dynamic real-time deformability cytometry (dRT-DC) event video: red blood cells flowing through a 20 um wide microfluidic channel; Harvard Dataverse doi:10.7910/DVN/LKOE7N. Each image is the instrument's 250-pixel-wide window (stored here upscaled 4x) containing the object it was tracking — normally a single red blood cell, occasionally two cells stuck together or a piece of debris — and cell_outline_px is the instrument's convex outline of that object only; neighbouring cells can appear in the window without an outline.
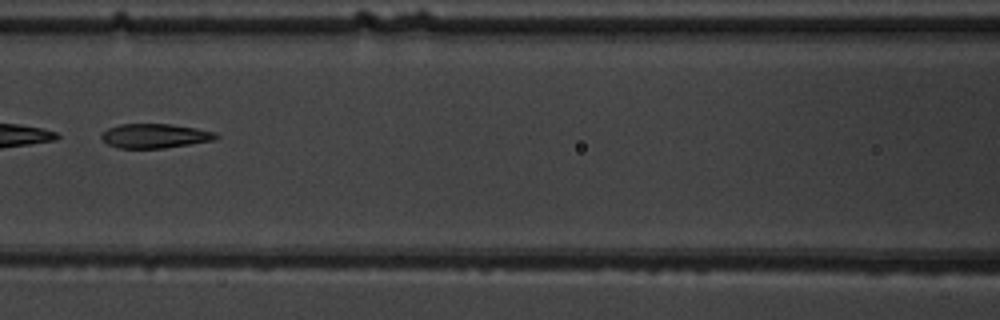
{"species": "common noctule bat (a hibernating species)", "species_latin": "Nyctalus noctula", "temperature_condition": "warm", "stored_images_in_passage": 7, "camera_frame_rate_fps": 3000, "um_per_image_px": 0.085, "animal": {"sex": "male", "body_mass_g": 19.5, "forearm_length_mm": 54.6}, "frame": {"image": 1, "passage_image": 7, "time_ms": 7.667, "image_size_px": [1000, 320], "cell_outline_px": [[220, 136], [216, 140], [164, 148], [116, 148], [108, 144], [100, 136], [100, 132], [108, 128], [120, 124], [172, 124], [196, 128], [216, 132]], "centroid_in_image_um": [13.17, 11.55], "position_along_channel_um": 153.4, "area_um2": 16.42}}